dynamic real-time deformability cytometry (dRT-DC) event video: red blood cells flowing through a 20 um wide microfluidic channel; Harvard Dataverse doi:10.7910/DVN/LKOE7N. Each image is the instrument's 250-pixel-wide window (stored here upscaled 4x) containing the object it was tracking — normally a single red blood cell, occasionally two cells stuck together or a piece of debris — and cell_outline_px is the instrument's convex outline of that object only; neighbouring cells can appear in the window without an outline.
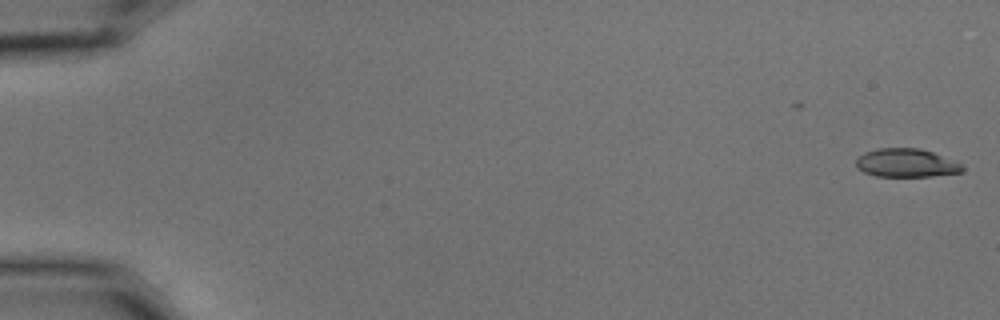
{"species": "common noctule bat (a hibernating species)", "species_latin": "Nyctalus noctula", "temperature_condition": "cold", "stored_images_in_passage": 8, "camera_frame_rate_fps": 3000, "um_per_image_px": 0.085, "animal": {"sex": "male", "body_mass_g": 15.6}, "frame": {"image": 1, "passage_image": 1, "time_ms": 0.0, "image_size_px": [1000, 320], "cell_outline_px": [[964, 168], [960, 172], [932, 176], [876, 176], [864, 172], [856, 168], [856, 160], [864, 152], [880, 148], [920, 148], [932, 152], [952, 160], [960, 164]], "centroid_in_image_um": [76.99, 13.85], "position_along_channel_um": 8.0, "area_um2": 17.4}}
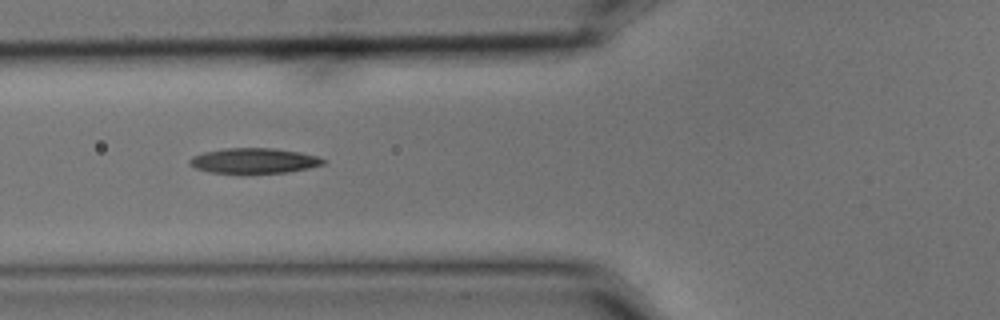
{"frame": {"image": 2, "passage_image": 7, "time_ms": 2.0, "image_size_px": [1000, 320], "cell_outline_px": [[328, 160], [324, 164], [308, 168], [288, 172], [240, 176], [208, 172], [196, 168], [188, 164], [188, 160], [192, 156], [204, 152], [224, 148], [272, 148], [300, 152], [316, 156]], "centroid_in_image_um": [21.54, 13.71], "position_along_channel_um": 104.3, "area_um2": 20.58}}
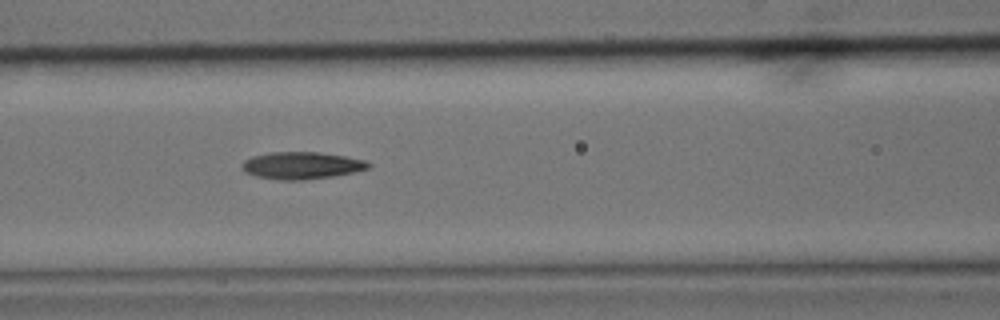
{"frame": {"image": 3, "passage_image": 8, "time_ms": 2.333, "image_size_px": [1000, 320], "cell_outline_px": [[372, 164], [368, 168], [356, 172], [332, 176], [304, 180], [280, 180], [256, 176], [244, 172], [240, 164], [244, 160], [252, 156], [272, 152], [320, 152], [344, 156], [364, 160]], "centroid_in_image_um": [25.62, 14.06], "position_along_channel_um": 141.0, "area_um2": 20.06}}